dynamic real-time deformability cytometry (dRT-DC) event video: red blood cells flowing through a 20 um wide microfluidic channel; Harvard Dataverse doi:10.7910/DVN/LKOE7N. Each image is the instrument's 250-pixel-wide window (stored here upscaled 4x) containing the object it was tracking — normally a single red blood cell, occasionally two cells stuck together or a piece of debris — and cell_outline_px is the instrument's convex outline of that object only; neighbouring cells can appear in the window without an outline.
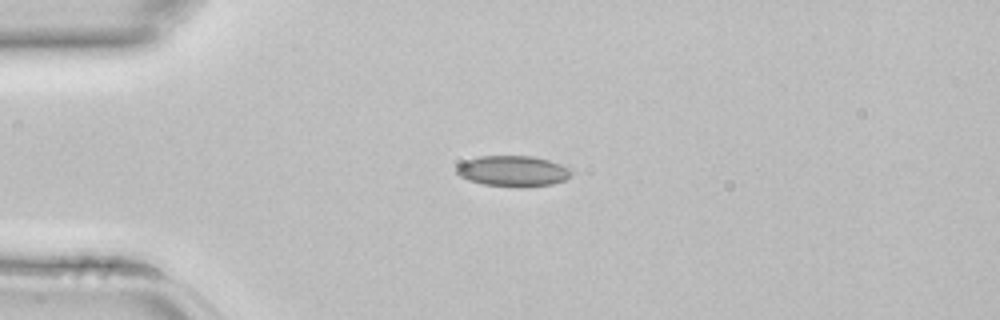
{"species": "common noctule bat (a hibernating species)", "species_latin": "Nyctalus noctula", "temperature_condition": "room temperature", "stored_images_in_passage": 3, "camera_frame_rate_fps": 3000, "um_per_image_px": 0.085, "animal": {"sex": "female", "body_mass_g": 22.7, "forearm_length_mm": 54.2}, "frame": {"image": 1, "passage_image": 2, "time_ms": 0.333, "image_size_px": [1000, 320], "cell_outline_px": [[572, 176], [564, 180], [552, 184], [524, 188], [516, 188], [484, 184], [468, 180], [460, 176], [452, 168], [456, 164], [480, 156], [532, 156], [548, 160], [572, 168]], "centroid_in_image_um": [43.59, 14.55], "position_along_channel_um": 41.4, "area_um2": 20.98}}
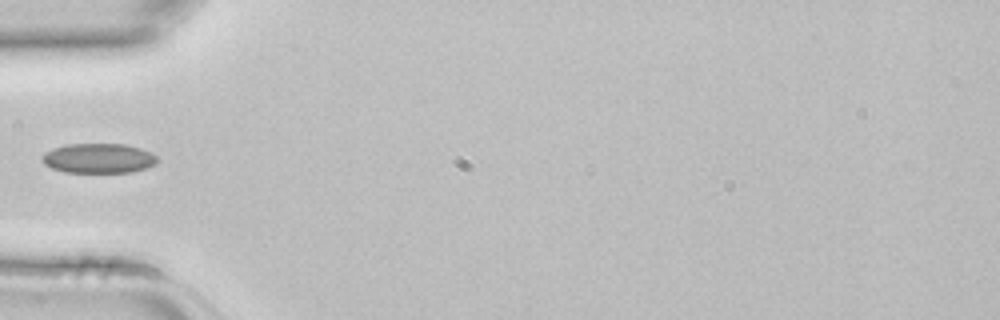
{"frame": {"image": 2, "passage_image": 3, "time_ms": 0.667, "image_size_px": [1000, 320], "cell_outline_px": [[160, 160], [156, 164], [148, 168], [132, 172], [64, 172], [52, 168], [44, 164], [40, 160], [40, 156], [44, 152], [68, 144], [124, 144], [140, 148], [152, 152]], "centroid_in_image_um": [8.4, 13.46], "position_along_channel_um": 76.6, "area_um2": 20.17}}